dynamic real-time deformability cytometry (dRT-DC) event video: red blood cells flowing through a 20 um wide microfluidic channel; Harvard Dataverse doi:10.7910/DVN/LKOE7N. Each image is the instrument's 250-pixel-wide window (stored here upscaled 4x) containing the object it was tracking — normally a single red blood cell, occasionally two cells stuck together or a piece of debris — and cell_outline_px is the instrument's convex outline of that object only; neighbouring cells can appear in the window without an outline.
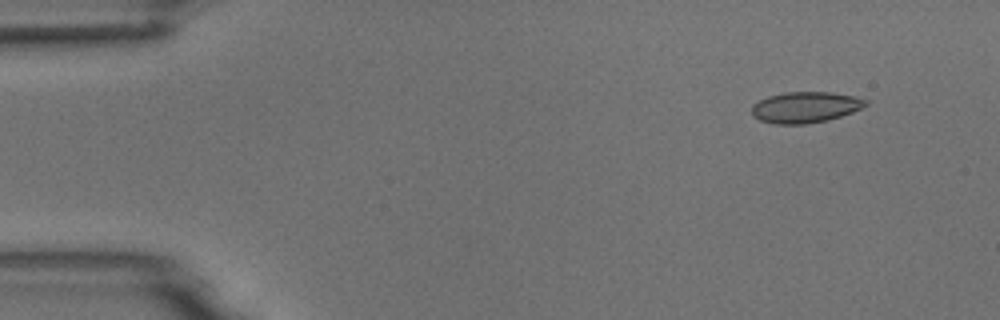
{"species": "common noctule bat (a hibernating species)", "species_latin": "Nyctalus noctula", "temperature_condition": "room temperature", "stored_images_in_passage": 4, "camera_frame_rate_fps": 3000, "um_per_image_px": 0.085, "animal": {"sex": "male", "body_mass_g": 18.8}, "frame": {"image": 1, "passage_image": 1, "time_ms": 0.0, "image_size_px": [1000, 320], "cell_outline_px": [[868, 104], [852, 112], [828, 120], [808, 124], [776, 124], [760, 120], [752, 116], [752, 104], [768, 96], [784, 92], [832, 92], [856, 96], [868, 100]], "centroid_in_image_um": [68.45, 9.11], "position_along_channel_um": 16.5, "area_um2": 20.69}}
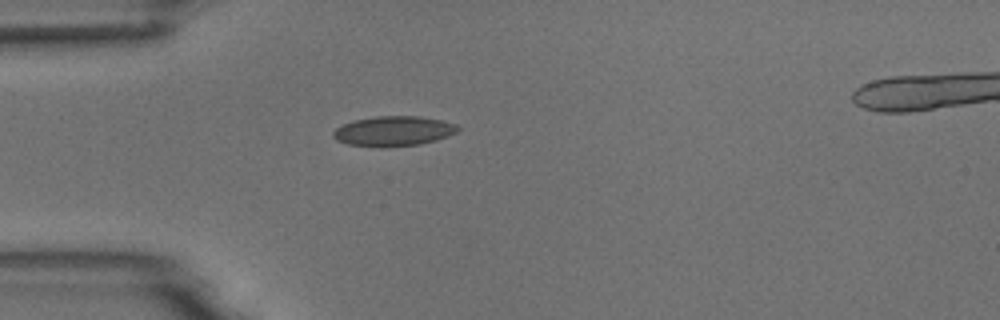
{"frame": {"image": 2, "passage_image": 4, "time_ms": 3.333, "image_size_px": [1000, 320], "cell_outline_px": [[460, 128], [456, 132], [448, 136], [436, 140], [420, 144], [388, 148], [380, 148], [348, 144], [336, 140], [332, 136], [332, 132], [336, 128], [352, 120], [376, 116], [420, 116], [440, 120], [456, 124]], "centroid_in_image_um": [33.42, 11.15], "position_along_channel_um": 51.6, "area_um2": 22.02}}